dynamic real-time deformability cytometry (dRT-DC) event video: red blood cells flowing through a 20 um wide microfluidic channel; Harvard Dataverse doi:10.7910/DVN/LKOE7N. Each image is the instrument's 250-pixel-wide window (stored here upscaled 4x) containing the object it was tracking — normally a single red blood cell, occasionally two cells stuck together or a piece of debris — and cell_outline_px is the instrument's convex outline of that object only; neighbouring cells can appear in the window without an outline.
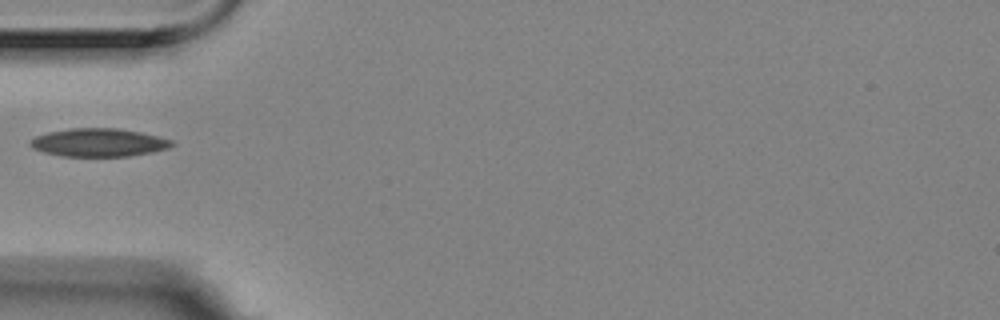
{"species": "Egyptian fruit bat (a non-hibernating species)", "species_latin": "Rousettus aegyptiacus", "temperature_condition": "room temperature", "stored_images_in_passage": 10, "camera_frame_rate_fps": 3000, "um_per_image_px": 0.085, "animal": {"sex": "female"}, "frame": {"image": 1, "passage_image": 1, "time_ms": 0.0, "image_size_px": [1000, 320], "cell_outline_px": [[176, 144], [168, 148], [152, 152], [128, 156], [60, 156], [44, 152], [32, 148], [28, 144], [36, 136], [48, 132], [68, 128], [120, 128], [140, 132], [172, 140]], "centroid_in_image_um": [8.38, 12.11], "position_along_channel_um": 76.6, "area_um2": 23.24}}
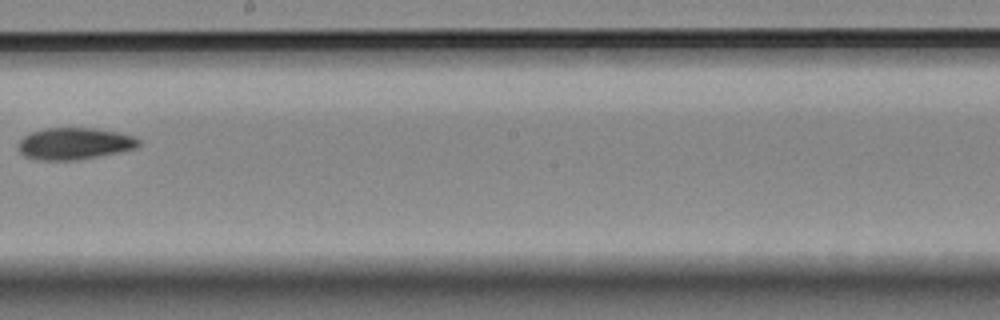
{"frame": {"image": 2, "passage_image": 5, "time_ms": 1.333, "image_size_px": [1000, 320], "cell_outline_px": [[140, 144], [136, 148], [76, 160], [40, 160], [24, 156], [16, 148], [20, 140], [24, 136], [32, 132], [44, 128], [96, 128], [136, 136], [140, 140]], "centroid_in_image_um": [6.31, 12.2], "position_along_channel_um": 241.9, "area_um2": 22.25}}
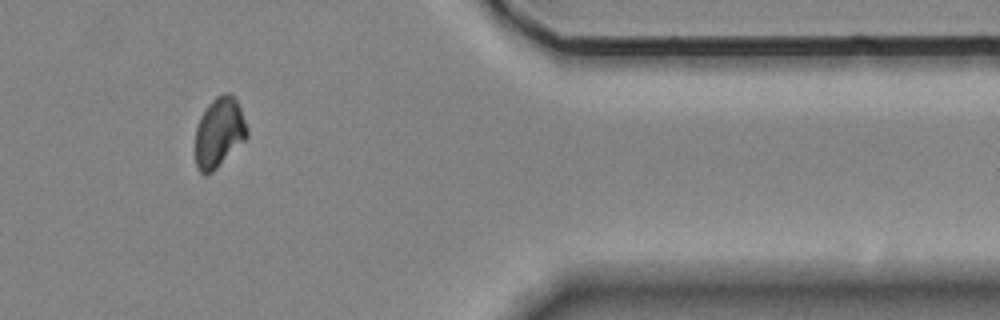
{"frame": {"image": 3, "passage_image": 9, "time_ms": 2.667, "image_size_px": [1000, 320], "cell_outline_px": [[248, 136], [212, 172], [204, 176], [196, 168], [196, 128], [200, 116], [208, 104], [216, 96], [224, 92], [232, 92], [240, 108], [248, 128]], "centroid_in_image_um": [18.62, 11.24], "position_along_channel_um": 392.8, "area_um2": 21.04}}